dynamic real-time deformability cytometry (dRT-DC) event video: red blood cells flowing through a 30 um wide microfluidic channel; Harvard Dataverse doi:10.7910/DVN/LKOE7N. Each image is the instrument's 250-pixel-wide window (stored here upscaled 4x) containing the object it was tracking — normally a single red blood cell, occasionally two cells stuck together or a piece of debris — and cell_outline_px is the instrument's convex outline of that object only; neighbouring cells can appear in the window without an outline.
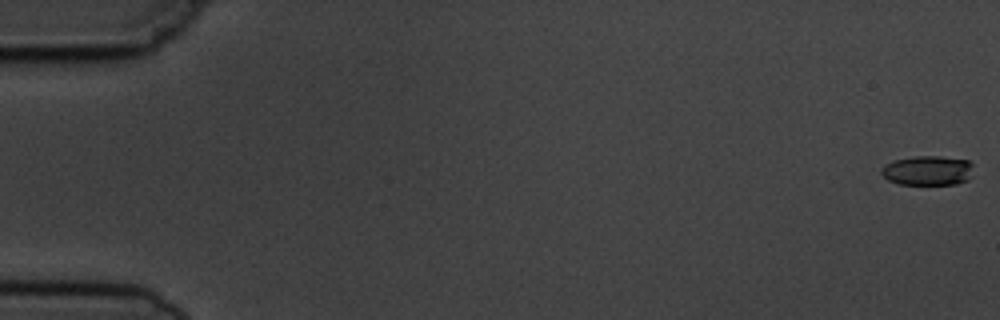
{"species": "common noctule bat (a hibernating species)", "species_latin": "Nyctalus noctula", "temperature_condition": "cold", "stored_images_in_passage": 7, "camera_frame_rate_fps": 3000, "um_per_image_px": 0.085, "animal": {"sex": "male", "body_mass_g": 19.5, "forearm_length_mm": 54.6}, "frame": {"image": 1, "passage_image": 1, "time_ms": 0.0, "image_size_px": [1000, 320], "cell_outline_px": [[972, 176], [968, 180], [956, 184], [900, 184], [888, 180], [880, 172], [880, 168], [884, 164], [896, 160], [912, 156], [940, 156], [968, 160], [972, 164]], "centroid_in_image_um": [78.86, 14.49], "position_along_channel_um": 6.1, "area_um2": 16.01}}
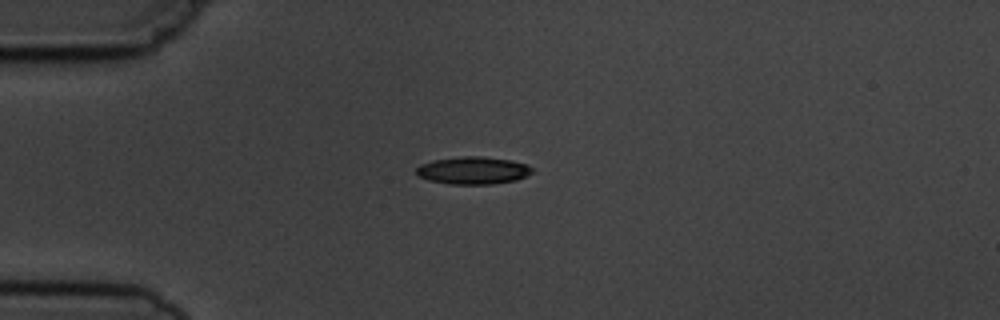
{"frame": {"image": 2, "passage_image": 5, "time_ms": 4.667, "image_size_px": [1000, 320], "cell_outline_px": [[532, 172], [516, 180], [492, 184], [448, 184], [428, 180], [420, 176], [416, 172], [416, 168], [420, 164], [432, 160], [460, 156], [480, 156], [512, 160], [528, 164], [532, 168]], "centroid_in_image_um": [40.19, 14.48], "position_along_channel_um": 44.8, "area_um2": 18.61}}
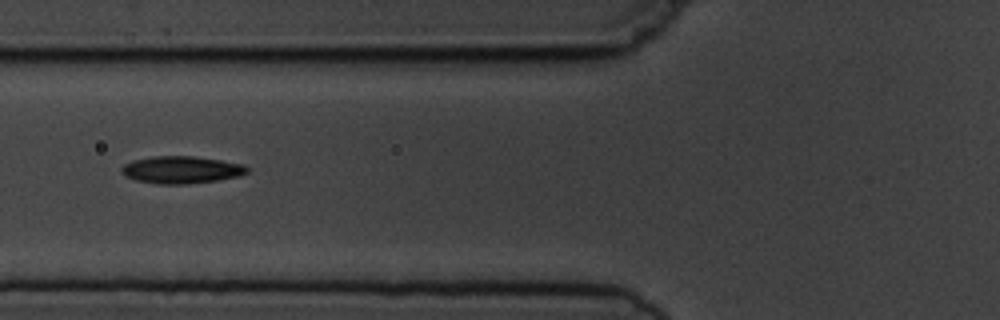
{"frame": {"image": 3, "passage_image": 7, "time_ms": 7.0, "image_size_px": [1000, 320], "cell_outline_px": [[248, 172], [240, 176], [216, 180], [188, 184], [160, 184], [136, 180], [124, 176], [120, 172], [120, 168], [124, 164], [132, 160], [152, 156], [192, 156], [220, 160], [244, 164], [248, 168]], "centroid_in_image_um": [15.38, 14.43], "position_along_channel_um": 110.4, "area_um2": 20.06}}